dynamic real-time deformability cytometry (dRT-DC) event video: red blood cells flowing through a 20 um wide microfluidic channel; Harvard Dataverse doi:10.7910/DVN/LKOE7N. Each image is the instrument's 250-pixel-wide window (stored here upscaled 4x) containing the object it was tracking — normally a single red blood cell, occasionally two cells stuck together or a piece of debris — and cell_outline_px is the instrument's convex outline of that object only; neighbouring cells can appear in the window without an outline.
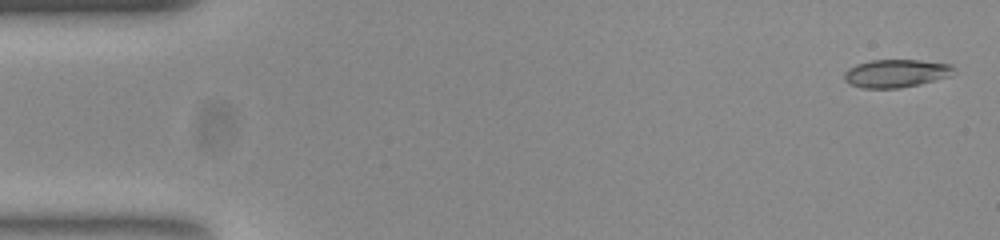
{"species": "common noctule bat (a hibernating species)", "species_latin": "Nyctalus noctula", "temperature_condition": "room temperature", "stored_images_in_passage": 54, "camera_frame_rate_fps": 3000, "um_per_image_px": 0.085, "animal": {"sex": "female", "body_mass_g": 23.0, "forearm_length_mm": 53.4}, "frame": {"image": 1, "passage_image": 2, "time_ms": 0.333, "image_size_px": [1000, 240], "cell_outline_px": [[956, 72], [948, 76], [920, 84], [900, 88], [864, 88], [848, 84], [844, 80], [844, 72], [848, 68], [856, 64], [868, 60], [920, 60], [952, 64], [956, 68]], "centroid_in_image_um": [76.15, 6.23], "position_along_channel_um": 8.8, "area_um2": 18.09}}
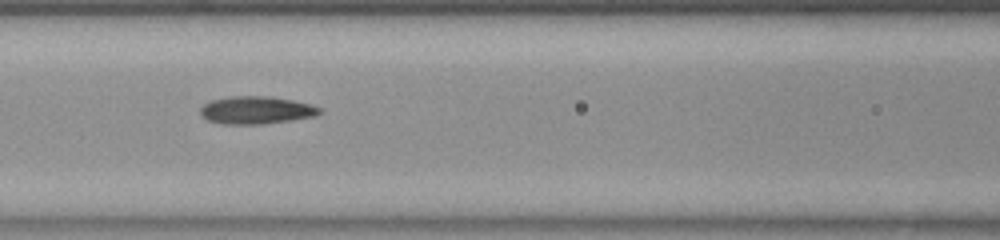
{"frame": {"image": 2, "passage_image": 23, "time_ms": 7.333, "image_size_px": [1000, 240], "cell_outline_px": [[324, 112], [316, 116], [260, 124], [220, 124], [208, 120], [200, 112], [200, 108], [204, 104], [212, 100], [232, 96], [272, 96], [312, 104], [324, 108]], "centroid_in_image_um": [21.84, 9.35], "position_along_channel_um": 144.8, "area_um2": 19.31}}
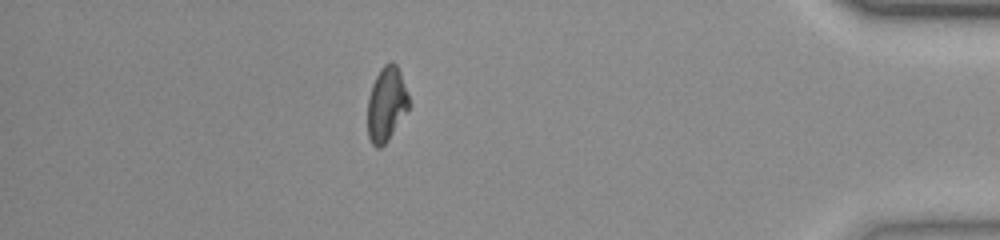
{"frame": {"image": 3, "passage_image": 47, "time_ms": 15.333, "image_size_px": [1000, 240], "cell_outline_px": [[408, 108], [388, 140], [380, 148], [376, 148], [372, 144], [368, 136], [368, 96], [372, 84], [380, 68], [384, 64], [392, 60], [396, 64], [400, 72], [408, 92]], "centroid_in_image_um": [32.83, 8.82], "position_along_channel_um": 402.4, "area_um2": 17.8}, "authors_computed_cell_mechanics": {"area_um2": 18.5249, "velocity_mm_per_s": 3.8097, "shape_relaxation_time_tau1_ms": null, "shape_relaxation_time_tau2_ms": 1.1914, "deformation_change_tau1": null, "deformation_change_tau2": 0.0619}}